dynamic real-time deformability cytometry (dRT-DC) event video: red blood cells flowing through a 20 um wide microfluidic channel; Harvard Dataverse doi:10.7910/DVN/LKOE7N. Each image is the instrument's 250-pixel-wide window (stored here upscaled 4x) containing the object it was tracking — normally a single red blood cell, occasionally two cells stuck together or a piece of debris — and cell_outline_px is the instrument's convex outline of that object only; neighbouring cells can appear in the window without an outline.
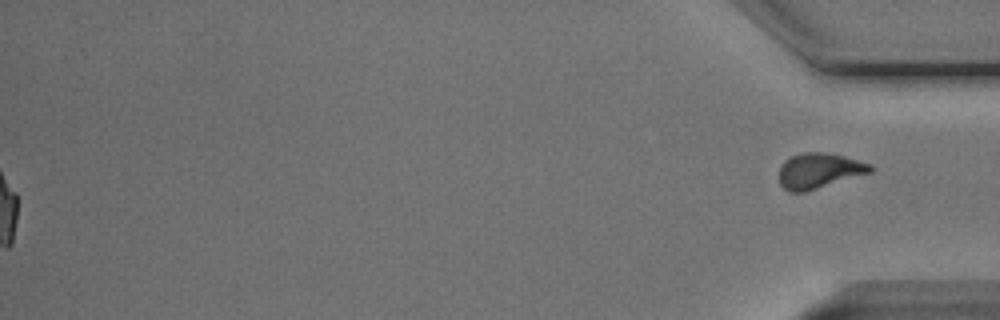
{"species": "Egyptian fruit bat (a non-hibernating species)", "species_latin": "Rousettus aegyptiacus", "temperature_condition": "cold", "stored_images_in_passage": 56, "segment_of_instrument_passage": [2, 2], "camera_frame_rate_fps": 3000, "um_per_image_px": 0.085, "animal": {"sex": "male"}, "frame": {"image": 1, "passage_image": 56, "time_ms": 18.333, "image_size_px": [1000, 320], "cell_outline_px": [[872, 172], [804, 192], [788, 192], [780, 184], [780, 168], [784, 160], [792, 156], [804, 152], [824, 152], [844, 156], [872, 164]], "centroid_in_image_um": [69.62, 14.51], "position_along_channel_um": 365.6, "area_um2": 18.67}}